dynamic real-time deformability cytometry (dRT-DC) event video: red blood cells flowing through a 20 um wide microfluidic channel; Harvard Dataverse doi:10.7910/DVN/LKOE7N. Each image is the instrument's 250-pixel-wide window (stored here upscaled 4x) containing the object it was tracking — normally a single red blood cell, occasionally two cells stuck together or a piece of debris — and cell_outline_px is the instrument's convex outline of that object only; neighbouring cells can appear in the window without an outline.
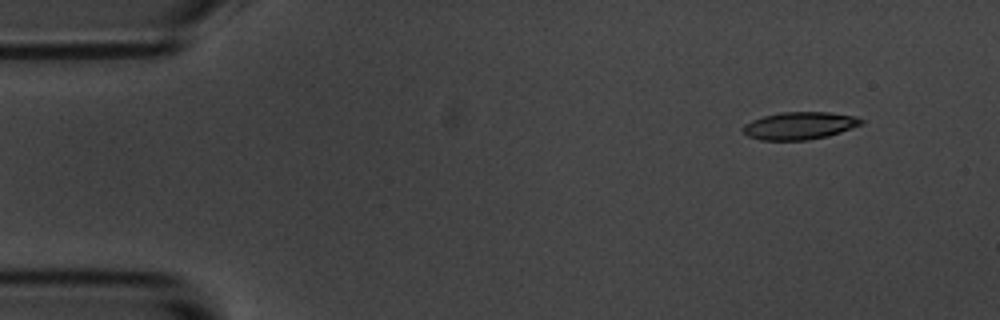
{"species": "common noctule bat (a hibernating species)", "species_latin": "Nyctalus noctula", "temperature_condition": "room temperature", "stored_images_in_passage": 5, "camera_frame_rate_fps": 3000, "um_per_image_px": 0.085, "animal": {"sex": "male", "body_mass_g": 20.1, "forearm_length_mm": 53.5}, "frame": {"image": 1, "passage_image": 1, "time_ms": 0.0, "image_size_px": [1000, 320], "cell_outline_px": [[864, 124], [828, 136], [808, 140], [760, 140], [748, 136], [740, 128], [744, 124], [752, 120], [764, 116], [780, 112], [828, 112], [856, 116], [864, 120]], "centroid_in_image_um": [67.97, 10.68], "position_along_channel_um": 17.0, "area_um2": 19.07}}
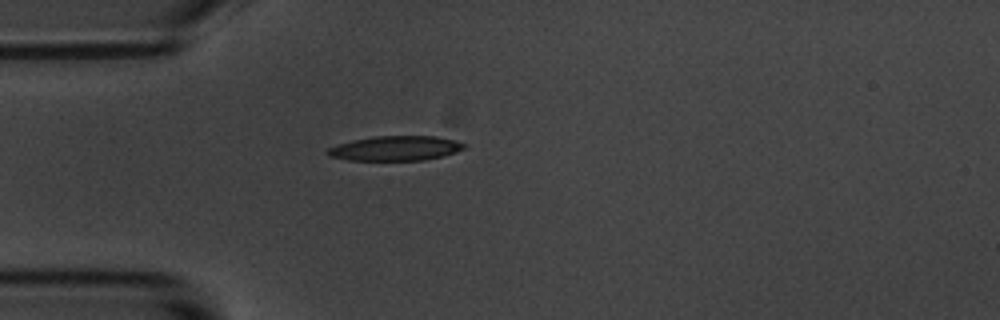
{"frame": {"image": 2, "passage_image": 4, "time_ms": 3.333, "image_size_px": [1000, 320], "cell_outline_px": [[468, 144], [464, 148], [456, 152], [424, 160], [348, 160], [328, 156], [324, 152], [328, 148], [336, 144], [352, 140], [376, 136], [436, 136], [456, 140]], "centroid_in_image_um": [33.59, 12.6], "position_along_channel_um": 51.4, "area_um2": 19.77}}